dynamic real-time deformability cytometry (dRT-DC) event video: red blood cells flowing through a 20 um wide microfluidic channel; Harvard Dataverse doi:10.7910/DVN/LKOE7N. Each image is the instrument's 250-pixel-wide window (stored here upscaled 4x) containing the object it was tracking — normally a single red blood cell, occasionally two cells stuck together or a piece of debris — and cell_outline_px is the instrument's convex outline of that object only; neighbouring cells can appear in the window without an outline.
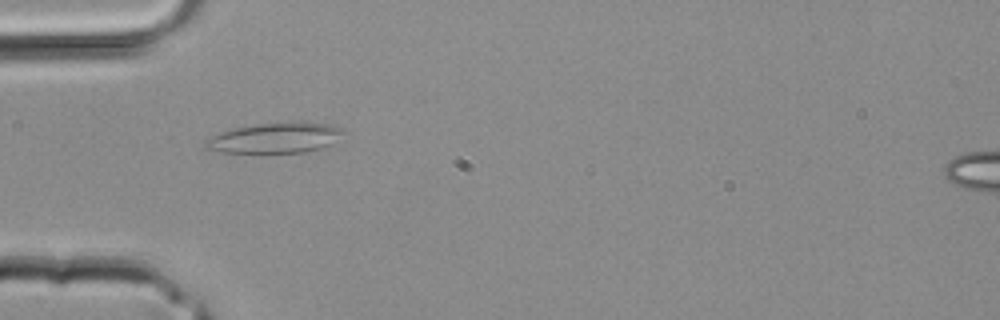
{"species": "common noctule bat (a hibernating species)", "species_latin": "Nyctalus noctula", "temperature_condition": "room temperature", "stored_images_in_passage": 2, "camera_frame_rate_fps": 3000, "um_per_image_px": 0.085, "animal": {"sex": "male", "body_mass_g": 20.4}, "frame": {"image": 1, "passage_image": 2, "time_ms": 0.333, "image_size_px": [1000, 320], "cell_outline_px": [[344, 132], [332, 144], [320, 148], [304, 152], [260, 156], [220, 152], [204, 148], [204, 140], [212, 136], [236, 128], [256, 124], [296, 120], [300, 120], [332, 124], [340, 128]], "centroid_in_image_um": [23.37, 11.75], "position_along_channel_um": 61.6, "area_um2": 25.72}}